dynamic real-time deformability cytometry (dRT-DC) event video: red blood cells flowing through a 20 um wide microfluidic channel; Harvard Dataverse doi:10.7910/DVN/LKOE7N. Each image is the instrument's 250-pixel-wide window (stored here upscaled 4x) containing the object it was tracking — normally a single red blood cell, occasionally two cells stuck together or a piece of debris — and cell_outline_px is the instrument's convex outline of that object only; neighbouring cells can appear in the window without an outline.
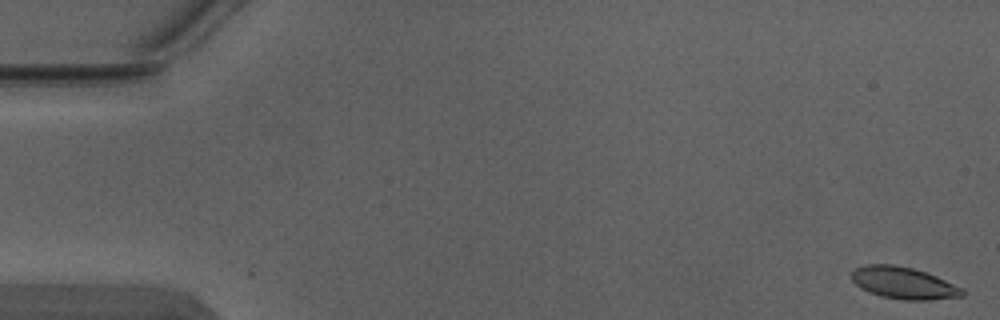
{"species": "Egyptian fruit bat (a non-hibernating species)", "species_latin": "Rousettus aegyptiacus", "temperature_condition": "warm", "stored_images_in_passage": 4, "camera_frame_rate_fps": 3000, "um_per_image_px": 0.085, "animal": {"sex": "male"}, "frame": {"image": 1, "passage_image": 1, "time_ms": 0.0, "image_size_px": [1000, 320], "cell_outline_px": [[964, 296], [928, 300], [904, 300], [880, 296], [868, 292], [860, 288], [852, 280], [852, 272], [856, 268], [864, 264], [892, 264], [912, 268], [936, 276], [964, 288]], "centroid_in_image_um": [76.8, 24.06], "position_along_channel_um": 8.2, "area_um2": 20.63}}
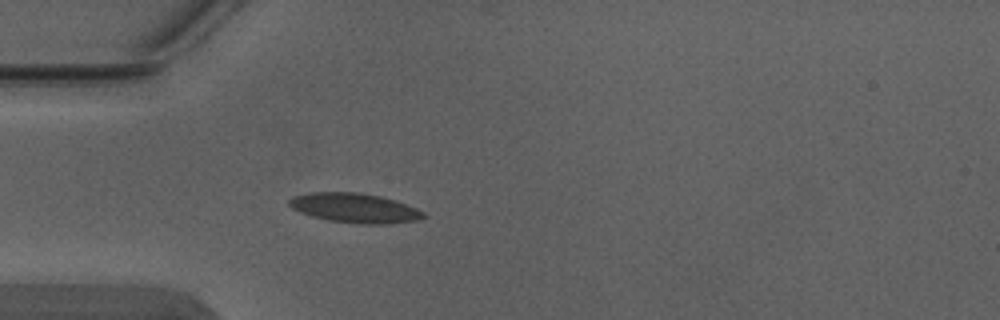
{"frame": {"image": 2, "passage_image": 4, "time_ms": 1.0, "image_size_px": [1000, 320], "cell_outline_px": [[424, 216], [420, 220], [388, 224], [360, 224], [328, 220], [312, 216], [300, 212], [292, 208], [288, 204], [288, 200], [292, 196], [312, 192], [356, 192], [380, 196], [396, 200], [416, 208], [424, 212]], "centroid_in_image_um": [30.14, 17.68], "position_along_channel_um": 54.9, "area_um2": 23.18}}